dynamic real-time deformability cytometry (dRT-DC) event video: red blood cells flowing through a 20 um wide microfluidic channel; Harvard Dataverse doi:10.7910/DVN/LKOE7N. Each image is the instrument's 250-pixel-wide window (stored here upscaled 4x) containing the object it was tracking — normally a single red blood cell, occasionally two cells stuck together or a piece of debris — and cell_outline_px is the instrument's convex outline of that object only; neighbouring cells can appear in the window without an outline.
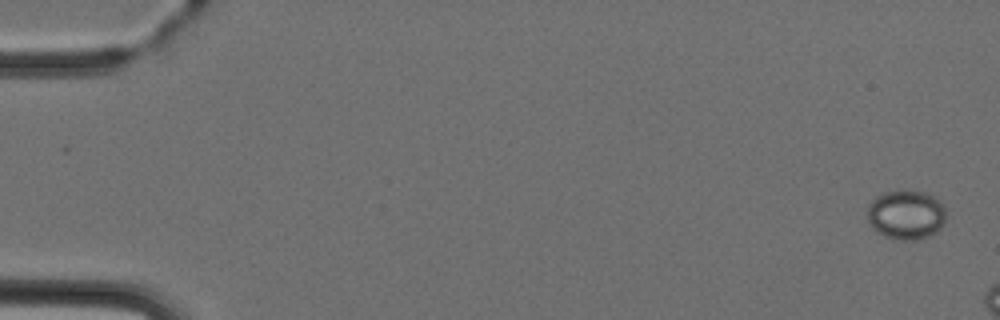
{"species": "Egyptian fruit bat (a non-hibernating species)", "species_latin": "Rousettus aegyptiacus", "temperature_condition": "cold", "stored_images_in_passage": 3, "camera_frame_rate_fps": 3000, "um_per_image_px": 0.085, "animal": {"sex": "female"}, "frame": {"image": 1, "passage_image": 1, "time_ms": 0.0, "image_size_px": [1000, 320], "cell_outline_px": [[944, 224], [936, 232], [928, 236], [916, 240], [900, 240], [884, 236], [876, 232], [872, 228], [868, 220], [868, 204], [880, 192], [924, 192], [940, 200], [944, 208]], "centroid_in_image_um": [76.99, 18.28], "position_along_channel_um": 8.0, "area_um2": 22.48}}